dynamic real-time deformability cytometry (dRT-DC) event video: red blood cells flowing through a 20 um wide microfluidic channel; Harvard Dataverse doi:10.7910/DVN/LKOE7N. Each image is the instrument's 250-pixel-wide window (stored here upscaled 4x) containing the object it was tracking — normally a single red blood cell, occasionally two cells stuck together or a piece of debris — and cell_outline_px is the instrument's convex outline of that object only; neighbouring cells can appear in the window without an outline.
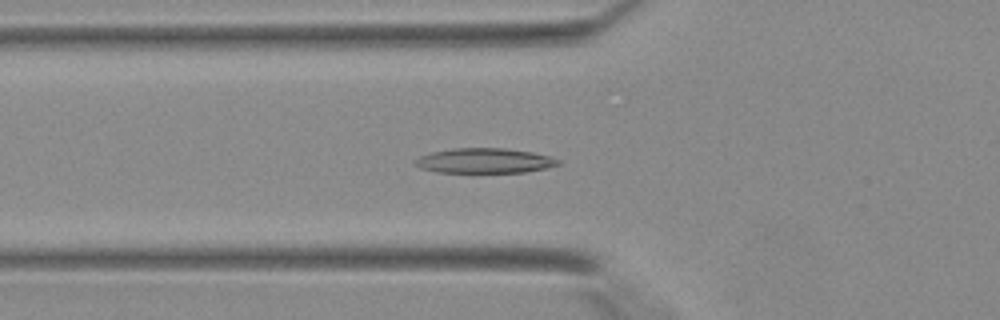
{"species": "Egyptian fruit bat (a non-hibernating species)", "species_latin": "Rousettus aegyptiacus", "temperature_condition": "warm", "stored_images_in_passage": 41, "camera_frame_rate_fps": 3000, "um_per_image_px": 0.085, "animal": {"sex": "female"}, "frame": {"image": 1, "passage_image": 15, "time_ms": 4.667, "image_size_px": [1000, 320], "cell_outline_px": [[560, 164], [544, 168], [524, 172], [436, 172], [420, 168], [412, 160], [420, 156], [432, 152], [452, 148], [504, 148], [532, 152], [548, 156], [560, 160]], "centroid_in_image_um": [41.14, 13.65], "position_along_channel_um": 84.7, "area_um2": 20.63}}
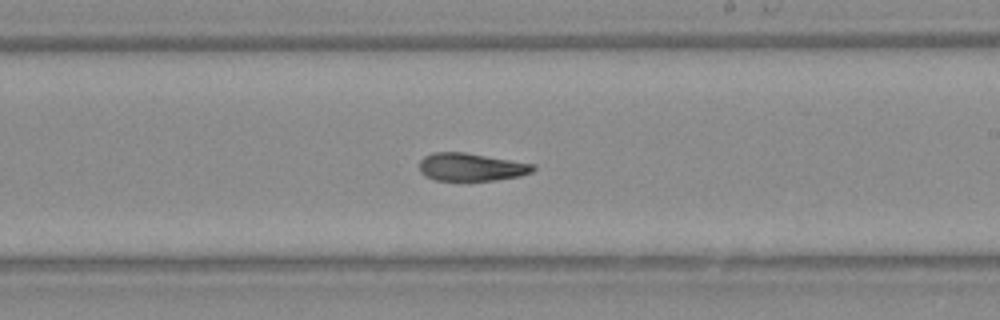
{"frame": {"image": 2, "passage_image": 25, "time_ms": 8.0, "image_size_px": [1000, 320], "cell_outline_px": [[536, 168], [532, 172], [520, 176], [496, 180], [436, 180], [420, 172], [420, 160], [424, 156], [432, 152], [464, 152], [536, 164]], "centroid_in_image_um": [40.08, 14.19], "position_along_channel_um": 248.9, "area_um2": 18.44}}
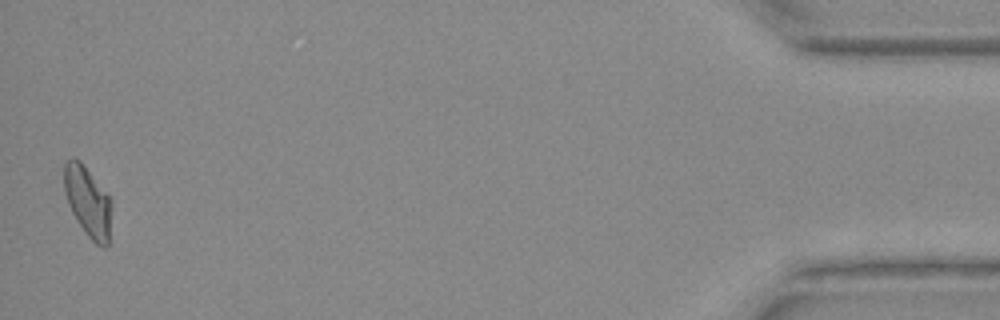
{"frame": {"image": 3, "passage_image": 41, "time_ms": 13.333, "image_size_px": [1000, 320], "cell_outline_px": [[112, 208], [108, 244], [104, 248], [96, 244], [88, 236], [72, 212], [68, 204], [64, 192], [64, 164], [68, 160], [80, 160], [112, 200]], "centroid_in_image_um": [7.48, 17.15], "position_along_channel_um": 427.7, "area_um2": 19.19}}